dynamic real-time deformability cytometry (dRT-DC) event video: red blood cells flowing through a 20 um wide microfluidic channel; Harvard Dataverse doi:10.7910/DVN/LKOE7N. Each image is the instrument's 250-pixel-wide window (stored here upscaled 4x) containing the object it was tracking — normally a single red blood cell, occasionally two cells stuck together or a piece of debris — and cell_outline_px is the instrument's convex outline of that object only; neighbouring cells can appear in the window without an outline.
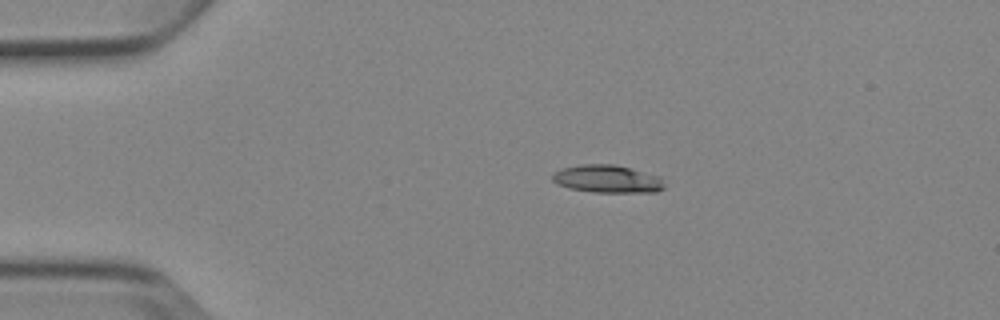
{"species": "Egyptian fruit bat (a non-hibernating species)", "species_latin": "Rousettus aegyptiacus", "temperature_condition": "cold", "stored_images_in_passage": 4, "camera_frame_rate_fps": 3000, "um_per_image_px": 0.085, "animal": {"sex": "female"}, "frame": {"image": 1, "passage_image": 1, "time_ms": 0.0, "image_size_px": [1000, 320], "cell_outline_px": [[664, 188], [656, 192], [592, 192], [568, 188], [556, 184], [552, 180], [552, 172], [560, 168], [580, 164], [616, 164], [660, 176], [664, 184]], "centroid_in_image_um": [51.58, 15.2], "position_along_channel_um": 33.4, "area_um2": 18.38}}
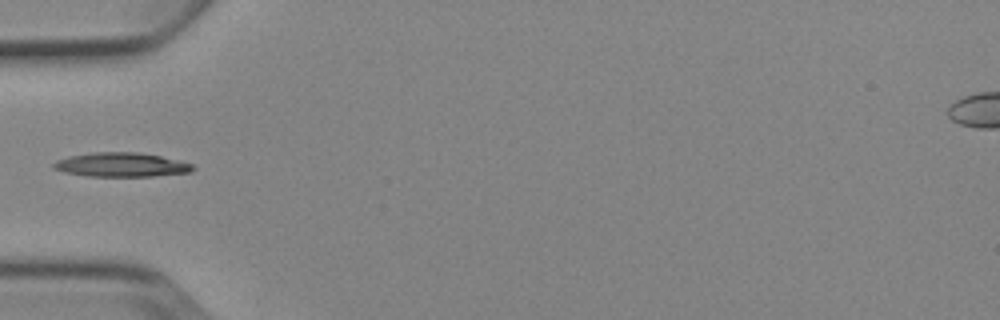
{"frame": {"image": 2, "passage_image": 3, "time_ms": 2.333, "image_size_px": [1000, 320], "cell_outline_px": [[196, 168], [192, 172], [152, 176], [88, 176], [64, 172], [52, 168], [52, 164], [56, 160], [68, 156], [92, 152], [136, 152], [160, 156], [180, 160], [192, 164]], "centroid_in_image_um": [10.3, 14.0], "position_along_channel_um": 74.7, "area_um2": 19.71}}
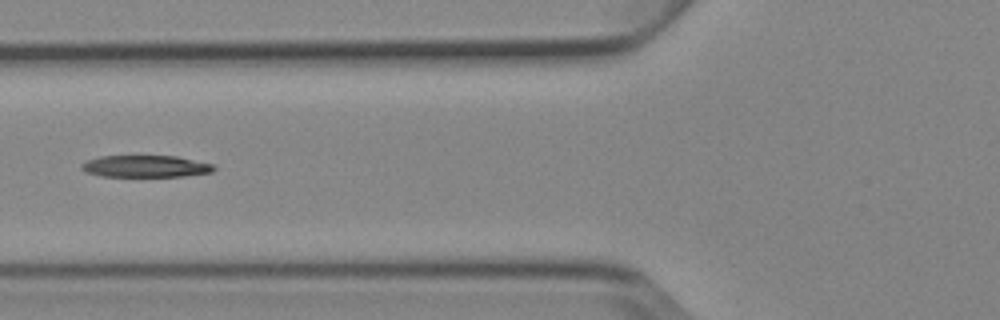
{"frame": {"image": 3, "passage_image": 4, "time_ms": 3.333, "image_size_px": [1000, 320], "cell_outline_px": [[216, 168], [212, 172], [184, 176], [100, 176], [84, 172], [80, 168], [80, 164], [88, 160], [100, 156], [176, 156], [212, 164]], "centroid_in_image_um": [12.33, 14.14], "position_along_channel_um": 113.5, "area_um2": 16.82}}